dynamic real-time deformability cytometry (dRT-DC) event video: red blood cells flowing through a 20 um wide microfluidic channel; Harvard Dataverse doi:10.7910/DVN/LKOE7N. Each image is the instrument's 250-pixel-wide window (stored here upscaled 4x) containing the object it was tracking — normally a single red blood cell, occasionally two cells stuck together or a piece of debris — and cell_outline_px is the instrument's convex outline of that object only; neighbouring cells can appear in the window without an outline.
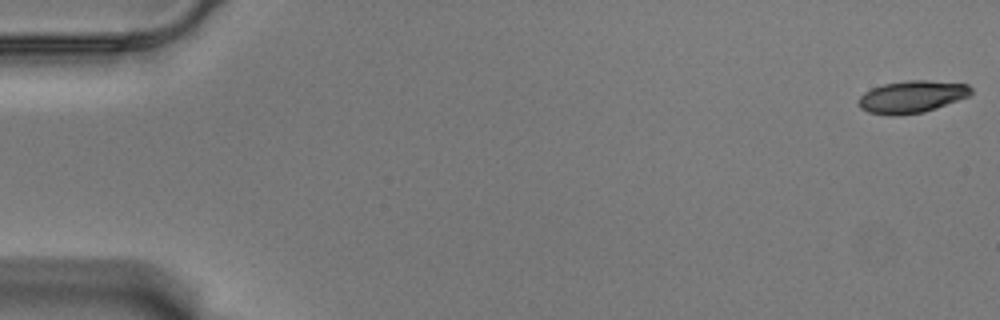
{"species": "Egyptian fruit bat (a non-hibernating species)", "species_latin": "Rousettus aegyptiacus", "temperature_condition": "warm", "stored_images_in_passage": 58, "camera_frame_rate_fps": 3000, "um_per_image_px": 0.085, "animal": {"sex": "male"}, "frame": {"image": 1, "passage_image": 1, "time_ms": 0.0, "image_size_px": [1000, 320], "cell_outline_px": [[972, 92], [968, 96], [936, 108], [924, 112], [892, 116], [868, 112], [860, 108], [860, 96], [864, 92], [872, 88], [884, 84], [908, 80], [928, 80], [968, 84], [972, 88]], "centroid_in_image_um": [77.51, 8.22], "position_along_channel_um": 7.5, "area_um2": 20.98}}
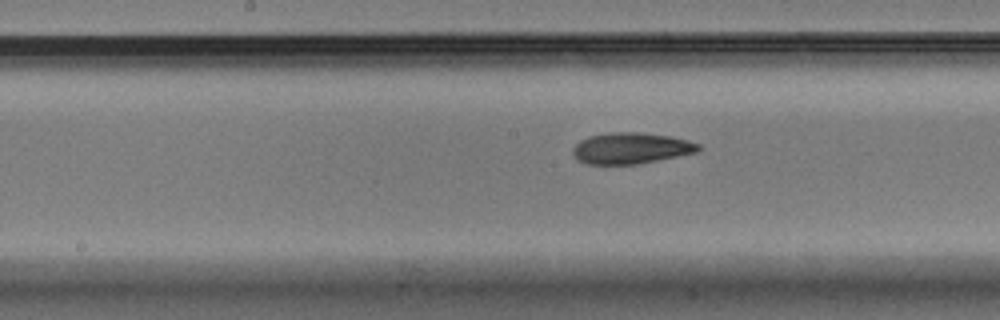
{"frame": {"image": 2, "passage_image": 30, "time_ms": 9.667, "image_size_px": [1000, 320], "cell_outline_px": [[700, 148], [696, 152], [636, 164], [584, 164], [576, 160], [572, 152], [572, 148], [580, 140], [588, 136], [608, 132], [640, 132], [672, 136], [688, 140], [700, 144]], "centroid_in_image_um": [53.58, 12.59], "position_along_channel_um": 194.6, "area_um2": 22.89}}
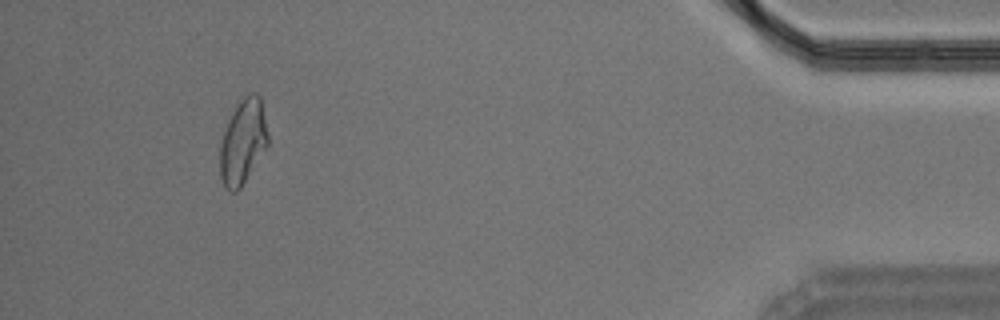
{"frame": {"image": 3, "passage_image": 54, "time_ms": 17.667, "image_size_px": [1000, 320], "cell_outline_px": [[268, 144], [240, 188], [236, 192], [232, 192], [224, 188], [220, 176], [220, 144], [224, 132], [232, 112], [236, 104], [248, 92], [256, 92], [260, 96], [268, 136]], "centroid_in_image_um": [20.63, 12.04], "position_along_channel_um": 414.6, "area_um2": 23.47}, "authors_computed_cell_mechanics": {"area_um2": 22.7732, "velocity_mm_per_s": 3.5207, "shape_relaxation_time_tau1_ms": 6.6167, "shape_relaxation_time_tau2_ms": 3.3149, "deformation_change_tau1": 0.18, "deformation_change_tau2": 0.0857}}